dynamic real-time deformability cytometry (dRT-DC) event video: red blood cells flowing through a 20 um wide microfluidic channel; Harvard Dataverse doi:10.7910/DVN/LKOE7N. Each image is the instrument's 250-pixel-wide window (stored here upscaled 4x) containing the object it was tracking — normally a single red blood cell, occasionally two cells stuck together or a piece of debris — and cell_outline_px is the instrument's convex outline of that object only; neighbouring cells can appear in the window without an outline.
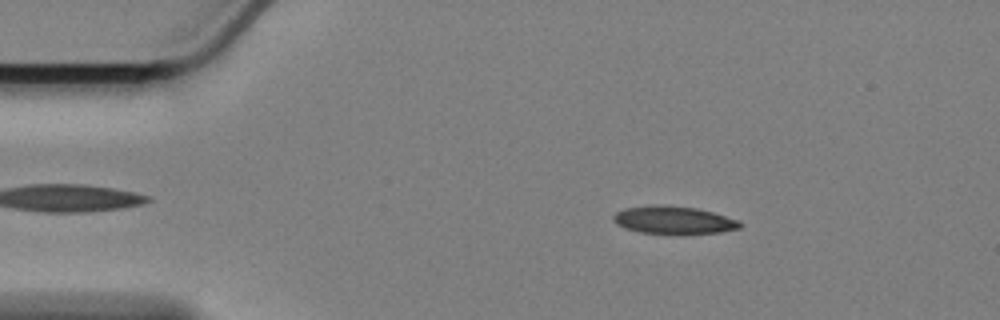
{"species": "Egyptian fruit bat (a non-hibernating species)", "species_latin": "Rousettus aegyptiacus", "temperature_condition": "cold", "stored_images_in_passage": 51, "camera_frame_rate_fps": 3000, "um_per_image_px": 0.085, "animal": {"sex": "female"}, "frame": {"image": 1, "passage_image": 2, "time_ms": 0.333, "image_size_px": [1000, 320], "cell_outline_px": [[744, 224], [740, 228], [720, 232], [640, 232], [616, 224], [612, 220], [612, 216], [616, 212], [624, 208], [648, 204], [668, 204], [696, 208], [712, 212], [740, 220]], "centroid_in_image_um": [57.24, 18.65], "position_along_channel_um": 27.8, "area_um2": 20.23}}
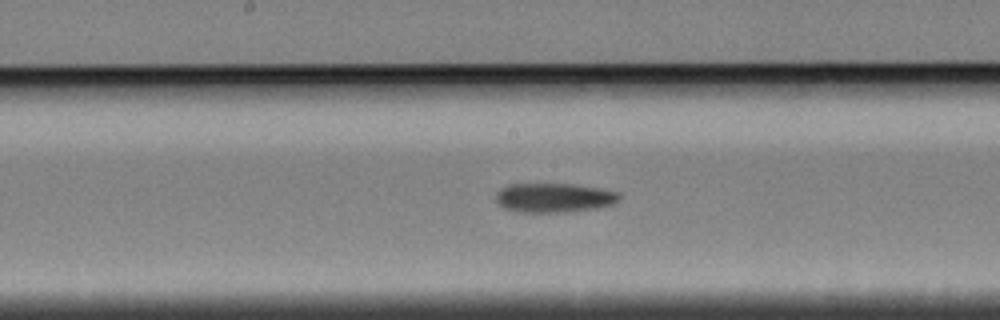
{"frame": {"image": 2, "passage_image": 22, "time_ms": 7.0, "image_size_px": [1000, 320], "cell_outline_px": [[620, 196], [612, 204], [592, 208], [564, 212], [512, 212], [504, 208], [496, 200], [496, 192], [500, 188], [508, 184], [576, 184], [616, 192]], "centroid_in_image_um": [46.99, 16.8], "position_along_channel_um": 201.2, "area_um2": 20.81}}
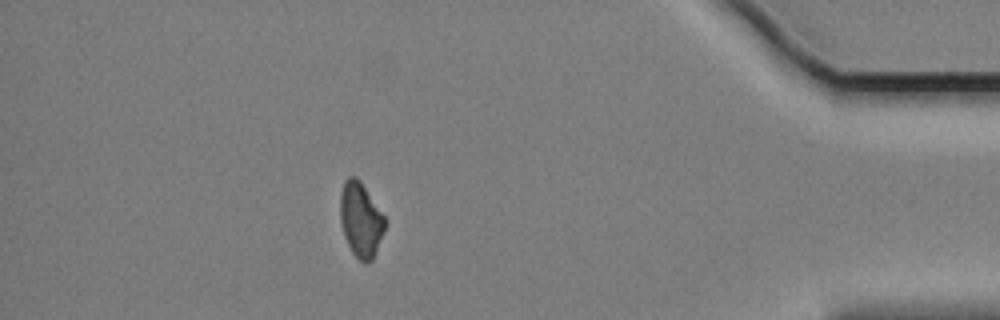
{"frame": {"image": 3, "passage_image": 44, "time_ms": 14.333, "image_size_px": [1000, 320], "cell_outline_px": [[388, 220], [384, 232], [372, 260], [368, 264], [364, 264], [352, 252], [344, 236], [340, 220], [340, 192], [344, 180], [348, 176], [356, 176], [360, 180]], "centroid_in_image_um": [30.67, 18.66], "position_along_channel_um": 404.5, "area_um2": 19.83}, "authors_computed_cell_mechanics": {"area_um2": 20.6346, "velocity_mm_per_s": 3.3962, "shape_relaxation_time_tau1_ms": 5.8182, "shape_relaxation_time_tau2_ms": null, "deformation_change_tau1": 0.1453, "deformation_change_tau2": null}}